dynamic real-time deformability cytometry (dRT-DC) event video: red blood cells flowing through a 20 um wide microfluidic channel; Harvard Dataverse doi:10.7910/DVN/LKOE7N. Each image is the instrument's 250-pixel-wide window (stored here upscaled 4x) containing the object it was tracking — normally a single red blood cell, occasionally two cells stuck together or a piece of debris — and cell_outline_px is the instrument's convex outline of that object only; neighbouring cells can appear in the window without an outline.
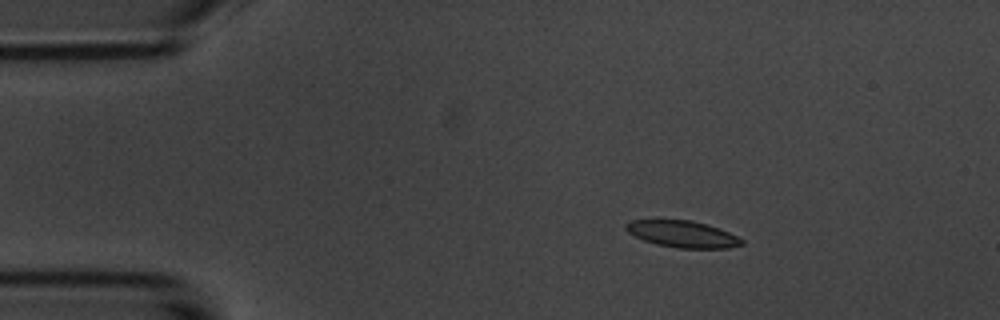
{"species": "common noctule bat (a hibernating species)", "species_latin": "Nyctalus noctula", "temperature_condition": "room temperature", "stored_images_in_passage": 5, "camera_frame_rate_fps": 3000, "um_per_image_px": 0.085, "animal": {"sex": "male", "body_mass_g": 20.1, "forearm_length_mm": 53.5}, "frame": {"image": 1, "passage_image": 3, "time_ms": 2.333, "image_size_px": [1000, 320], "cell_outline_px": [[744, 244], [728, 248], [676, 248], [656, 244], [644, 240], [628, 232], [624, 228], [624, 224], [632, 220], [692, 220], [720, 228], [744, 240]], "centroid_in_image_um": [58.02, 19.89], "position_along_channel_um": 27.0, "area_um2": 17.98}}
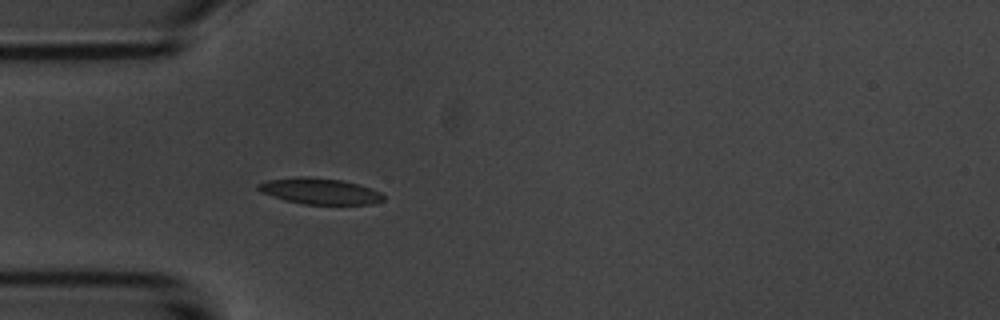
{"frame": {"image": 2, "passage_image": 5, "time_ms": 4.667, "image_size_px": [1000, 320], "cell_outline_px": [[384, 200], [368, 204], [304, 204], [284, 200], [260, 192], [256, 188], [256, 184], [268, 180], [304, 176], [340, 180], [356, 184], [380, 192], [384, 196]], "centroid_in_image_um": [27.12, 16.25], "position_along_channel_um": 57.9, "area_um2": 18.73}}